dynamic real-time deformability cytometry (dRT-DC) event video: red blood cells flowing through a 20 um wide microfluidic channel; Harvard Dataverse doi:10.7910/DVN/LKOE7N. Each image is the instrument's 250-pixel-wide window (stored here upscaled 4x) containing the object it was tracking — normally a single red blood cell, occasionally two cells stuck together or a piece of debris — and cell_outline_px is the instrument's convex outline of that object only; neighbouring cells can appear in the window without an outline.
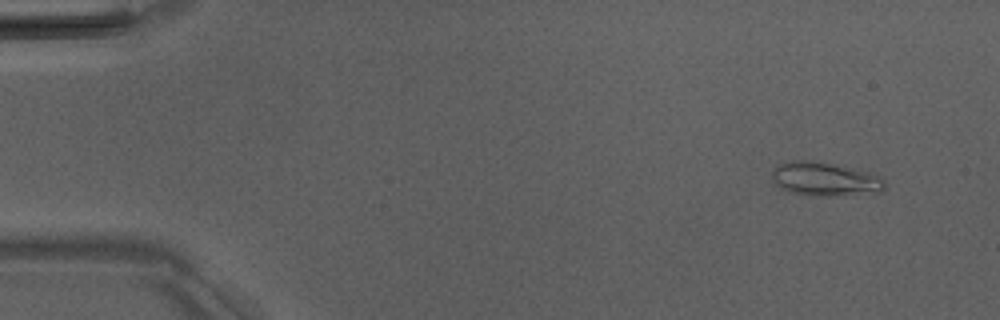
{"species": "Egyptian fruit bat (a non-hibernating species)", "species_latin": "Rousettus aegyptiacus", "temperature_condition": "room temperature", "stored_images_in_passage": 5, "camera_frame_rate_fps": 3000, "um_per_image_px": 0.085, "animal": {"sex": "male"}, "frame": {"image": 1, "passage_image": 1, "time_ms": 0.0, "image_size_px": [1000, 320], "cell_outline_px": [[884, 188], [880, 192], [844, 196], [816, 196], [792, 192], [776, 184], [772, 180], [772, 172], [776, 164], [796, 160], [808, 160], [868, 172], [880, 176], [884, 180]], "centroid_in_image_um": [70.12, 15.24], "position_along_channel_um": 14.9, "area_um2": 21.91}}